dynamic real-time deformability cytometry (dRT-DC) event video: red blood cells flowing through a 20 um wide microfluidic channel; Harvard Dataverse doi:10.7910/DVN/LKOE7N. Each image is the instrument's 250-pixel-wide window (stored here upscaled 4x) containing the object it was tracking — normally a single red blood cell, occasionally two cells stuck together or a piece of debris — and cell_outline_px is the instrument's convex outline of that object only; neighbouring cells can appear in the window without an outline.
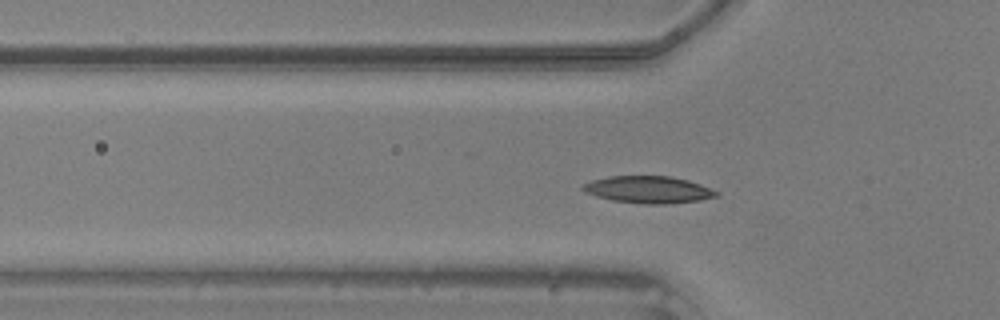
{"species": "common noctule bat (a hibernating species)", "species_latin": "Nyctalus noctula", "temperature_condition": "warm", "stored_images_in_passage": 47, "camera_frame_rate_fps": 3000, "um_per_image_px": 0.085, "animal": {"sex": "male", "body_mass_g": 20.5, "forearm_length_mm": 52.5}, "frame": {"image": 1, "passage_image": 13, "time_ms": 4.0, "image_size_px": [1000, 320], "cell_outline_px": [[720, 196], [700, 200], [668, 204], [644, 204], [612, 200], [596, 196], [584, 192], [580, 188], [584, 184], [592, 180], [608, 176], [672, 176], [688, 180], [700, 184], [720, 192]], "centroid_in_image_um": [55.13, 16.12], "position_along_channel_um": 70.7, "area_um2": 21.21}}
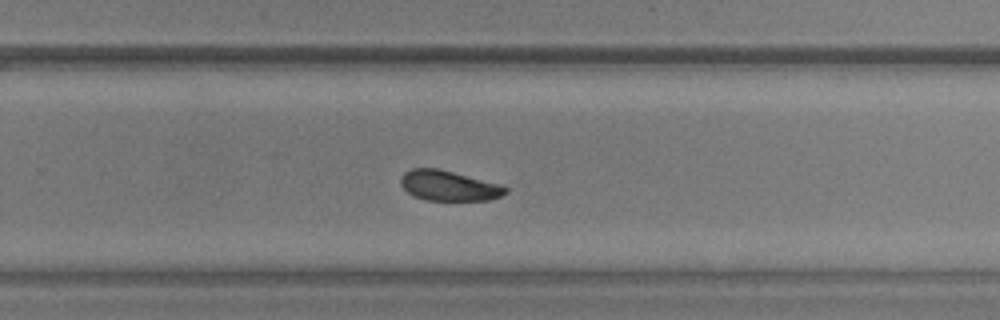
{"frame": {"image": 2, "passage_image": 29, "time_ms": 9.333, "image_size_px": [1000, 320], "cell_outline_px": [[508, 192], [500, 196], [488, 200], [424, 200], [408, 192], [400, 184], [400, 176], [404, 172], [412, 168], [436, 168], [500, 184], [508, 188]], "centroid_in_image_um": [38.13, 15.78], "position_along_channel_um": 291.7, "area_um2": 18.26}}
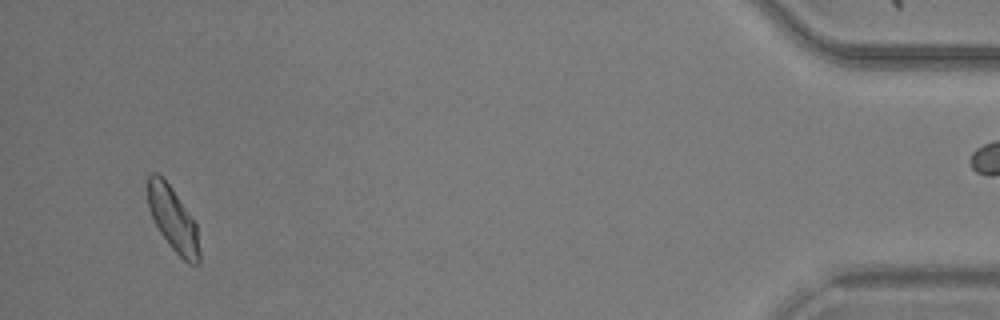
{"frame": {"image": 3, "passage_image": 44, "time_ms": 14.333, "image_size_px": [1000, 320], "cell_outline_px": [[200, 264], [188, 264], [172, 248], [160, 232], [148, 208], [144, 180], [152, 172], [156, 172], [172, 188], [196, 224], [200, 252]], "centroid_in_image_um": [14.66, 18.6], "position_along_channel_um": 420.5, "area_um2": 19.42}}